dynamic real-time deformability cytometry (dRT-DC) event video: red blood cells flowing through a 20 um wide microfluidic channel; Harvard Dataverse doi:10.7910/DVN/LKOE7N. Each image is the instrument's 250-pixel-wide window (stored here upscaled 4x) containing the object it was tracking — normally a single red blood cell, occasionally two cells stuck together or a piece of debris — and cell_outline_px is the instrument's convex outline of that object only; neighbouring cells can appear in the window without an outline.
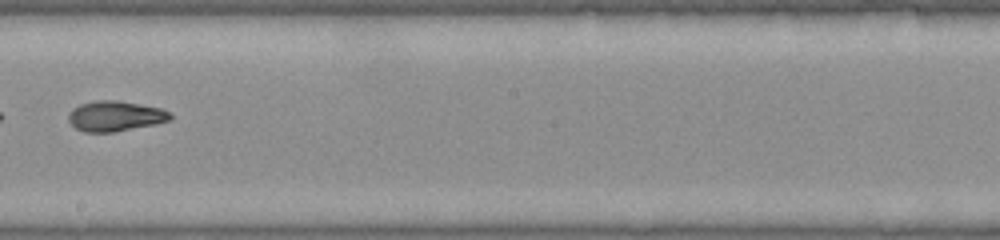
{"species": "common noctule bat (a hibernating species)", "species_latin": "Nyctalus noctula", "temperature_condition": "warm", "stored_images_in_passage": 39, "camera_frame_rate_fps": 3000, "um_per_image_px": 0.085, "animal": {"sex": "female", "body_mass_g": 22.0, "forearm_length_mm": 56.7}, "frame": {"image": 1, "passage_image": 23, "time_ms": 7.333, "image_size_px": [1000, 240], "cell_outline_px": [[172, 120], [156, 124], [112, 132], [84, 132], [76, 128], [68, 120], [68, 116], [72, 108], [80, 104], [96, 100], [116, 100], [140, 104], [160, 108], [168, 112], [172, 116]], "centroid_in_image_um": [9.79, 9.86], "position_along_channel_um": 238.4, "area_um2": 17.92}}